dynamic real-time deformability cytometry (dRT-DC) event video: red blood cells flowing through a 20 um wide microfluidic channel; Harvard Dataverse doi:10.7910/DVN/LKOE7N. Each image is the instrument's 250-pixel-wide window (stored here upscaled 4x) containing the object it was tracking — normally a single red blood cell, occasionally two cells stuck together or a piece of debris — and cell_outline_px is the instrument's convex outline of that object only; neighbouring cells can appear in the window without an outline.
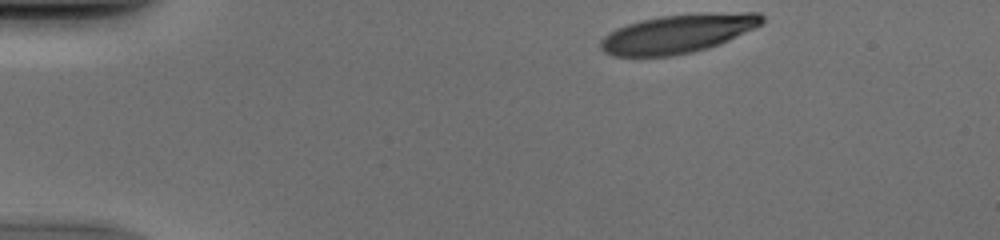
{"species": "human", "species_latin": "Homo sapiens", "temperature_condition": "cold", "stored_images_in_passage": 43, "camera_frame_rate_fps": 3000, "um_per_image_px": 0.085, "donor": {"sex": "male"}, "frame": {"image": 1, "passage_image": 1, "time_ms": 0.0, "image_size_px": [1000, 240], "cell_outline_px": [[764, 20], [760, 24], [720, 44], [708, 48], [692, 52], [672, 56], [612, 56], [604, 52], [600, 48], [600, 40], [608, 32], [616, 28], [640, 20], [660, 16], [740, 12], [760, 12], [764, 16]], "centroid_in_image_um": [57.57, 2.87], "position_along_channel_um": 27.4, "area_um2": 36.07}}
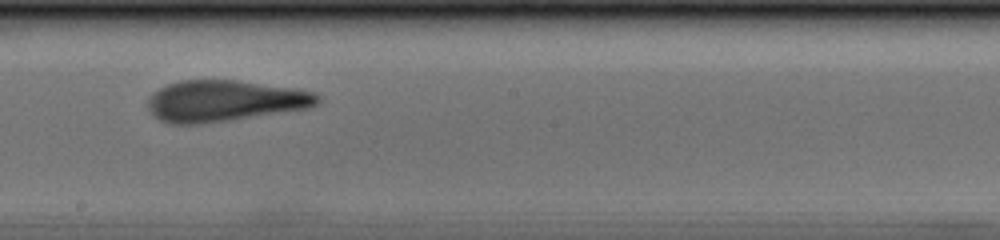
{"frame": {"image": 2, "passage_image": 22, "time_ms": 7.0, "image_size_px": [1000, 240], "cell_outline_px": [[320, 100], [316, 104], [308, 108], [228, 120], [200, 124], [168, 124], [160, 120], [148, 108], [148, 100], [152, 92], [168, 84], [180, 80], [236, 80], [296, 88], [316, 92], [320, 96]], "centroid_in_image_um": [19.09, 8.57], "position_along_channel_um": 229.1, "area_um2": 40.69}}
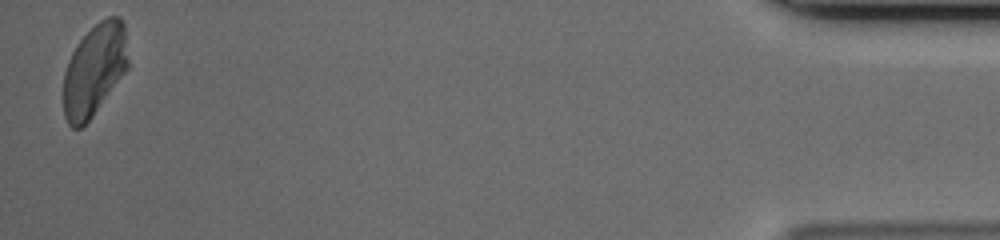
{"frame": {"image": 3, "passage_image": 43, "time_ms": 14.0, "image_size_px": [1000, 240], "cell_outline_px": [[128, 68], [92, 116], [80, 128], [72, 128], [68, 124], [64, 116], [64, 72], [68, 60], [72, 52], [80, 40], [100, 20], [108, 16], [120, 16], [124, 24], [128, 60]], "centroid_in_image_um": [8.02, 5.93], "position_along_channel_um": 427.2, "area_um2": 34.28}}